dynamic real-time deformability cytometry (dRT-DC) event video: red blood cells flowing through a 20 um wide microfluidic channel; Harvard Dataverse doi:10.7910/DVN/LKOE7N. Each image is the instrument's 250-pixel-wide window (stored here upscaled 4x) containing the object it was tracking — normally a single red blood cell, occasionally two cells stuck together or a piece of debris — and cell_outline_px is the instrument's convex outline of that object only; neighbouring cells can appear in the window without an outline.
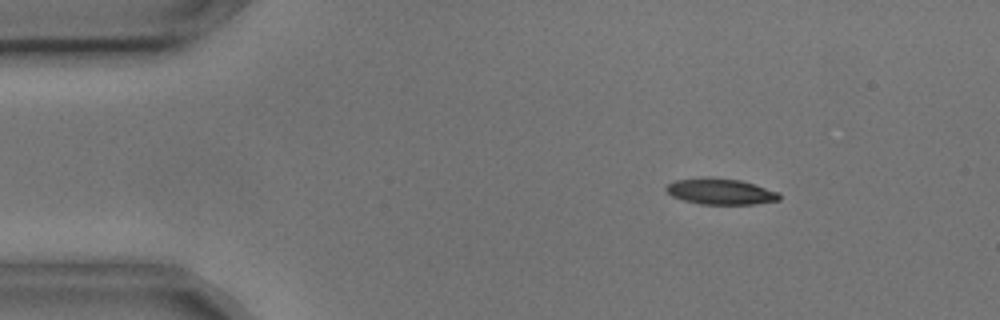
{"species": "common noctule bat (a hibernating species)", "species_latin": "Nyctalus noctula", "temperature_condition": "cold", "stored_images_in_passage": 5, "camera_frame_rate_fps": 3000, "um_per_image_px": 0.085, "animal": {"sex": "male", "body_mass_g": 17.9, "forearm_length_mm": 54.2}, "frame": {"image": 1, "passage_image": 2, "time_ms": 0.333, "image_size_px": [1000, 320], "cell_outline_px": [[780, 200], [756, 204], [700, 204], [684, 200], [672, 196], [664, 188], [668, 184], [676, 180], [704, 176], [712, 176], [740, 180], [780, 192]], "centroid_in_image_um": [61.25, 16.26], "position_along_channel_um": 23.8, "area_um2": 17.34}}